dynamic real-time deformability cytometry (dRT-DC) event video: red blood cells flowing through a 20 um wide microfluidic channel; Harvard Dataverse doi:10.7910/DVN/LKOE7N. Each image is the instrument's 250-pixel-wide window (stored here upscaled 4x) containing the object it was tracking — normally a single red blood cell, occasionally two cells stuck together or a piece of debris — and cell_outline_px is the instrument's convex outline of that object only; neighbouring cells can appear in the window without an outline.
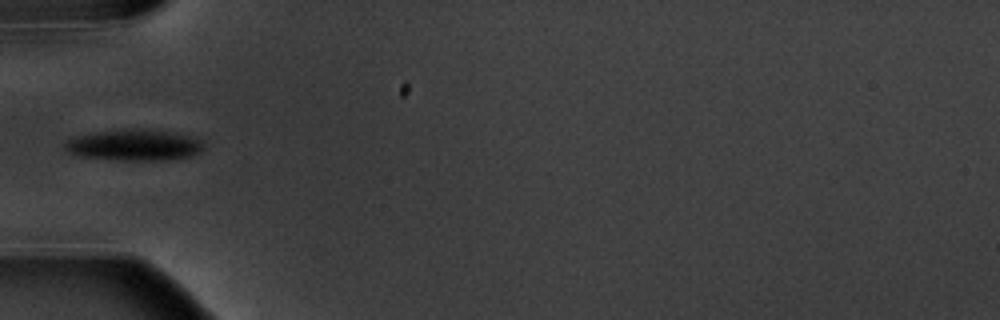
{"species": "common noctule bat (a hibernating species)", "species_latin": "Nyctalus noctula", "temperature_condition": "warm", "stored_images_in_passage": 7, "camera_frame_rate_fps": 3000, "um_per_image_px": 0.085, "animal": {"sex": "male", "body_mass_g": 20.1, "forearm_length_mm": 53.5}, "frame": {"image": 1, "passage_image": 1, "time_ms": 0.0, "image_size_px": [1000, 320], "cell_outline_px": [[204, 148], [200, 152], [188, 156], [168, 160], [120, 160], [80, 156], [68, 152], [64, 148], [64, 144], [72, 136], [92, 132], [132, 128], [176, 132], [192, 136], [204, 140]], "centroid_in_image_um": [11.42, 12.31], "position_along_channel_um": 73.6, "area_um2": 25.55}}
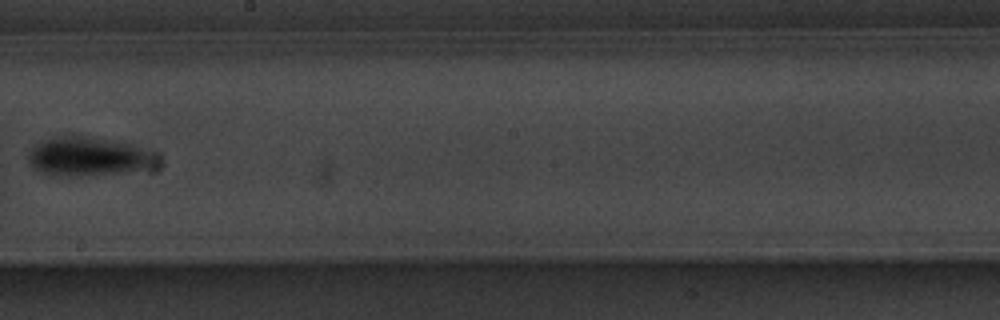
{"frame": {"image": 2, "passage_image": 5, "time_ms": 4.667, "image_size_px": [1000, 320], "cell_outline_px": [[144, 160], [140, 168], [128, 172], [64, 176], [40, 172], [32, 168], [28, 160], [28, 152], [40, 140], [64, 136], [80, 136], [132, 144], [144, 148]], "centroid_in_image_um": [7.18, 13.29], "position_along_channel_um": 241.0, "area_um2": 27.11}}
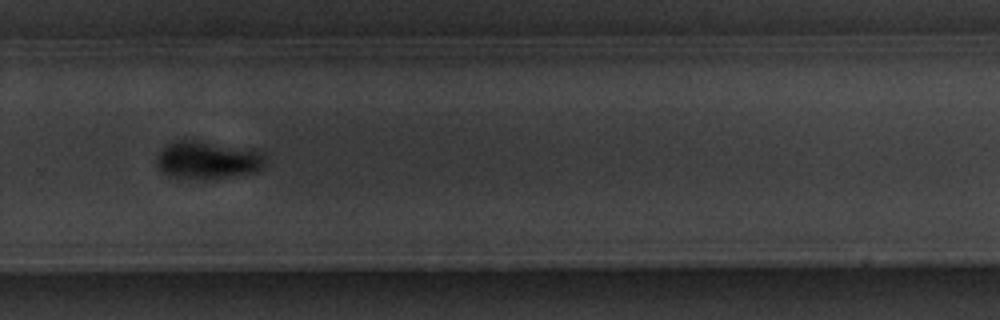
{"frame": {"image": 3, "passage_image": 7, "time_ms": 6.667, "image_size_px": [1000, 320], "cell_outline_px": [[268, 156], [260, 172], [224, 176], [172, 176], [164, 172], [156, 164], [156, 156], [168, 144], [176, 140], [200, 140], [252, 148], [268, 152]], "centroid_in_image_um": [17.78, 13.52], "position_along_channel_um": 312.0, "area_um2": 23.7}}